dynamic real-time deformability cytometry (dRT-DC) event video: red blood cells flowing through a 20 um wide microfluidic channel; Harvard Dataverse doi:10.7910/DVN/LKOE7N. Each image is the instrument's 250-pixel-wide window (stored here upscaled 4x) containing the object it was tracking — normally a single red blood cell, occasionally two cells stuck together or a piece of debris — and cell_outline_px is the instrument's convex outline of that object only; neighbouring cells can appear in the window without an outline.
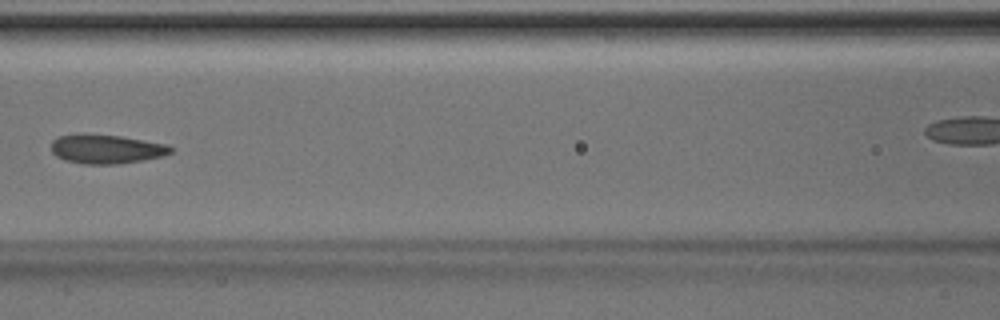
{"species": "Egyptian fruit bat (a non-hibernating species)", "species_latin": "Rousettus aegyptiacus", "temperature_condition": "room temperature", "stored_images_in_passage": 8, "camera_frame_rate_fps": 3000, "um_per_image_px": 0.085, "animal": {"sex": "male"}, "frame": {"image": 1, "passage_image": 6, "time_ms": 1.667, "image_size_px": [1000, 320], "cell_outline_px": [[172, 152], [160, 156], [140, 160], [116, 164], [84, 164], [64, 160], [56, 156], [52, 152], [52, 140], [60, 136], [80, 132], [88, 132], [120, 136], [168, 144], [172, 148]], "centroid_in_image_um": [8.98, 12.64], "position_along_channel_um": 157.6, "area_um2": 20.46}}
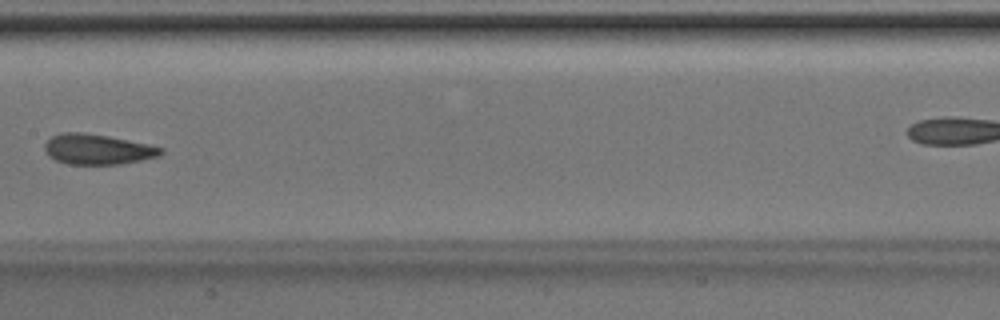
{"frame": {"image": 2, "passage_image": 7, "time_ms": 2.0, "image_size_px": [1000, 320], "cell_outline_px": [[164, 152], [160, 156], [120, 164], [68, 164], [56, 160], [48, 156], [44, 152], [44, 144], [52, 136], [60, 132], [80, 132], [108, 136], [148, 144], [164, 148]], "centroid_in_image_um": [8.27, 12.69], "position_along_channel_um": 199.1, "area_um2": 20.58}}